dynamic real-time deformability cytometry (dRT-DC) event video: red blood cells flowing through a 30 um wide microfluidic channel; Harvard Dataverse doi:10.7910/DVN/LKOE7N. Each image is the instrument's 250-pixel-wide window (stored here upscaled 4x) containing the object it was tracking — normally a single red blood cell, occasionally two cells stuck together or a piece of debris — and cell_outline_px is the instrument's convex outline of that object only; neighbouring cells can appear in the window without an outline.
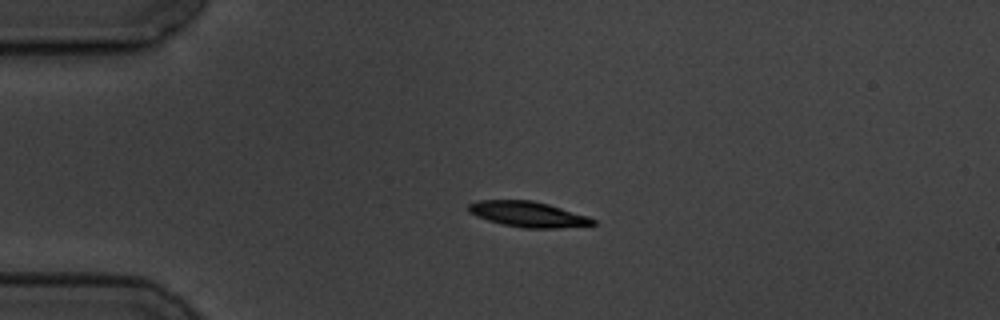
{"species": "common noctule bat (a hibernating species)", "species_latin": "Nyctalus noctula", "temperature_condition": "cold", "stored_images_in_passage": 1, "camera_frame_rate_fps": 3000, "um_per_image_px": 0.085, "animal": {"sex": "male", "body_mass_g": 19.5, "forearm_length_mm": 54.6}, "frame": {"image": 1, "passage_image": 1, "time_ms": 0.0, "image_size_px": [1000, 320], "cell_outline_px": [[596, 224], [560, 228], [524, 228], [504, 224], [488, 220], [476, 216], [468, 212], [468, 204], [476, 200], [532, 200], [548, 204], [588, 216], [596, 220]], "centroid_in_image_um": [44.87, 18.2], "position_along_channel_um": 40.1, "area_um2": 18.44}}